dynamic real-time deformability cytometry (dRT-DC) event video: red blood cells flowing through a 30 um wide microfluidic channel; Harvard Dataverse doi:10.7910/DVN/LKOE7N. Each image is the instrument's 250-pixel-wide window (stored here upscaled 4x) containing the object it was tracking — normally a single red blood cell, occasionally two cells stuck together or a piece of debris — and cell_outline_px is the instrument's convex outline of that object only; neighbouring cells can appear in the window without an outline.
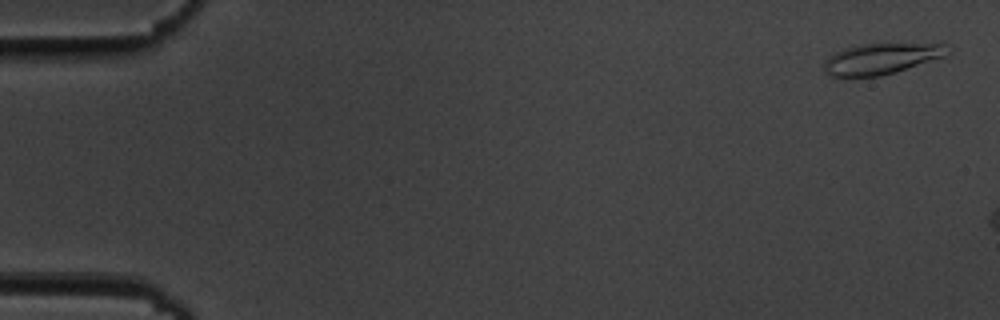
{"species": "common noctule bat (a hibernating species)", "species_latin": "Nyctalus noctula", "temperature_condition": "cold", "stored_images_in_passage": 11, "camera_frame_rate_fps": 3000, "um_per_image_px": 0.085, "animal": {"sex": "male", "body_mass_g": 19.5, "forearm_length_mm": 54.6}, "frame": {"image": 1, "passage_image": 2, "time_ms": 0.333, "image_size_px": [1000, 320], "cell_outline_px": [[952, 48], [944, 56], [896, 72], [880, 76], [828, 76], [824, 72], [824, 64], [828, 56], [836, 52], [860, 44], [944, 44]], "centroid_in_image_um": [74.89, 5.0], "position_along_channel_um": 10.1, "area_um2": 21.91}}